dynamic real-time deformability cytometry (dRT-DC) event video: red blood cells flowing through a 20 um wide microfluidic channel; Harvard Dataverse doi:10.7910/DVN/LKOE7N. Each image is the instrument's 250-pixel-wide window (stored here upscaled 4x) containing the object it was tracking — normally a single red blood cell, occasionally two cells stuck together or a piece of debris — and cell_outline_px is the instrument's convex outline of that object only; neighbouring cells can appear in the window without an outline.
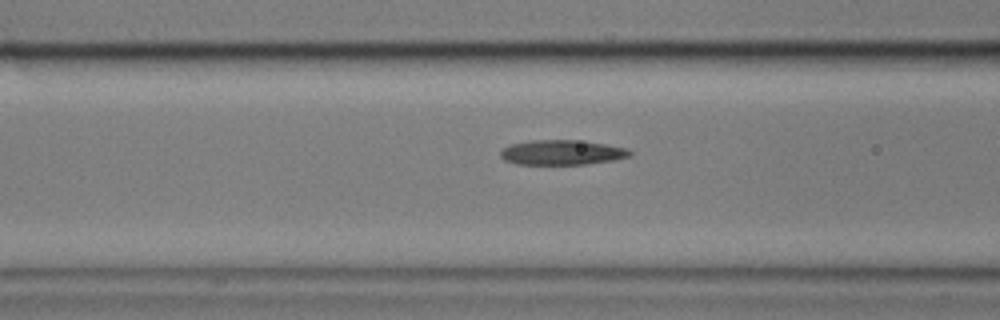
{"species": "common noctule bat (a hibernating species)", "species_latin": "Nyctalus noctula", "temperature_condition": "cold", "stored_images_in_passage": 43, "camera_frame_rate_fps": 3000, "um_per_image_px": 0.085, "animal": {"sex": "male", "body_mass_g": 17.9}, "frame": {"image": 1, "passage_image": 7, "time_ms": 2.0, "image_size_px": [1000, 320], "cell_outline_px": [[632, 156], [612, 160], [588, 164], [516, 164], [504, 160], [500, 156], [500, 152], [504, 148], [512, 144], [532, 140], [576, 140], [604, 144], [628, 148], [632, 152]], "centroid_in_image_um": [47.78, 12.96], "position_along_channel_um": 118.8, "area_um2": 18.67}}
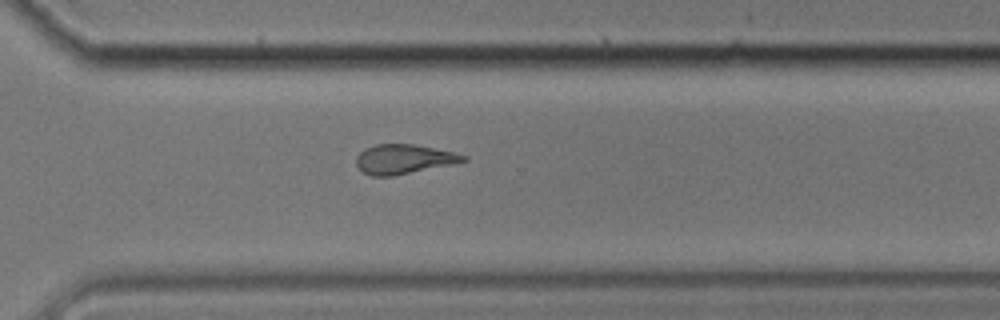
{"frame": {"image": 2, "passage_image": 26, "time_ms": 8.333, "image_size_px": [1000, 320], "cell_outline_px": [[468, 160], [452, 164], [392, 176], [372, 176], [364, 172], [356, 164], [356, 156], [364, 148], [376, 144], [412, 144], [452, 152], [468, 156]], "centroid_in_image_um": [34.29, 13.52], "position_along_channel_um": 336.3, "area_um2": 18.15}}
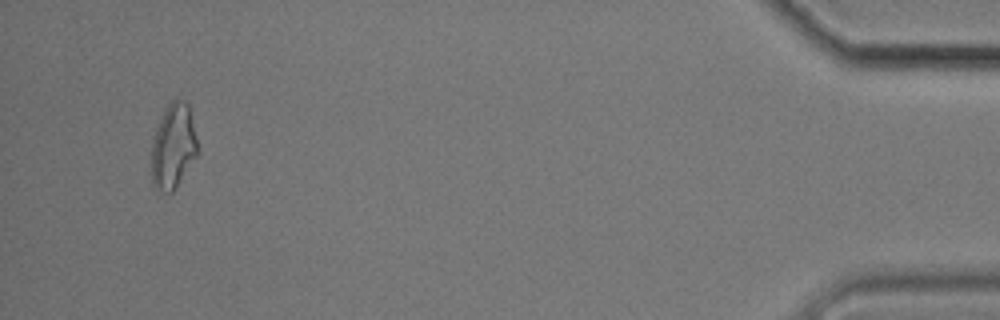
{"frame": {"image": 3, "passage_image": 40, "time_ms": 13.0, "image_size_px": [1000, 320], "cell_outline_px": [[200, 152], [172, 192], [164, 192], [156, 188], [152, 184], [152, 140], [156, 128], [168, 104], [176, 96], [184, 100], [188, 104]], "centroid_in_image_um": [14.74, 12.41], "position_along_channel_um": 420.5, "area_um2": 22.83}, "authors_computed_cell_mechanics": {"area_um2": 19.2474, "velocity_mm_per_s": 3.4382, "shape_relaxation_time_tau1_ms": 6.8375, "shape_relaxation_time_tau2_ms": 3.6723, "deformation_change_tau1": 0.1717, "deformation_change_tau2": 0.1219}}